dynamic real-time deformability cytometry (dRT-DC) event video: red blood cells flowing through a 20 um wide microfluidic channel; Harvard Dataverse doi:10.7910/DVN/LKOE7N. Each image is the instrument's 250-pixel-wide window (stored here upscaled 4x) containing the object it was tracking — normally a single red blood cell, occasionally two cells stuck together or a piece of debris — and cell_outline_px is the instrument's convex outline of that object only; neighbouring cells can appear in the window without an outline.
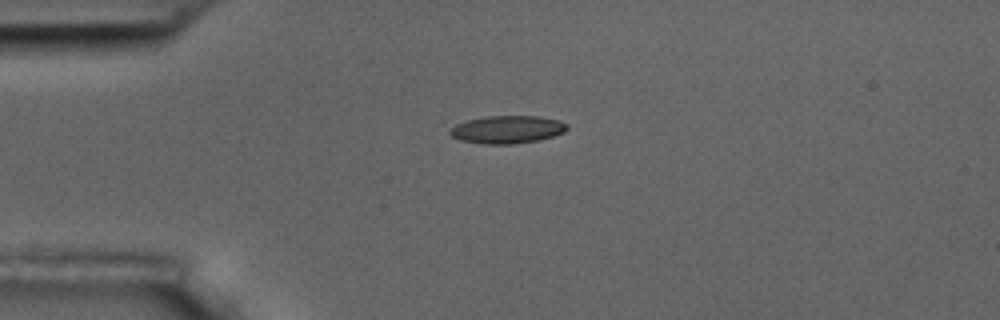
{"species": "common noctule bat (a hibernating species)", "species_latin": "Nyctalus noctula", "temperature_condition": "room temperature", "stored_images_in_passage": 6, "camera_frame_rate_fps": 3000, "um_per_image_px": 0.085, "animal": {"sex": "male", "body_mass_g": 17.5, "forearm_length_mm": 52.3}, "frame": {"image": 1, "passage_image": 1, "time_ms": 0.0, "image_size_px": [1000, 320], "cell_outline_px": [[568, 128], [564, 132], [540, 140], [512, 144], [484, 144], [460, 140], [452, 136], [448, 132], [456, 124], [468, 120], [484, 116], [540, 116], [560, 120], [568, 124]], "centroid_in_image_um": [43.14, 11.0], "position_along_channel_um": 41.9, "area_um2": 19.02}}
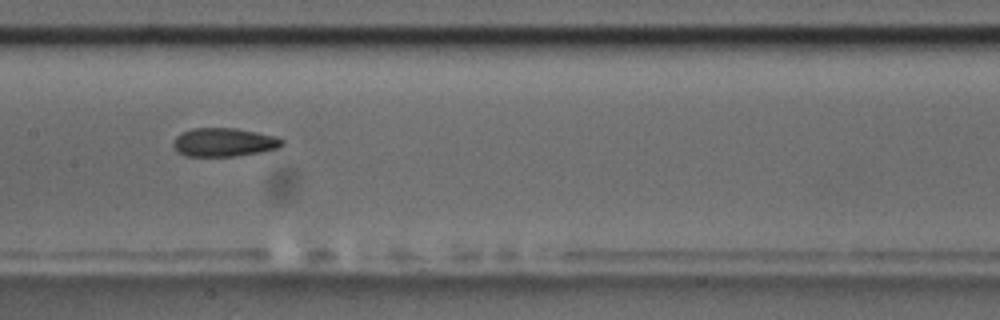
{"frame": {"image": 2, "passage_image": 5, "time_ms": 4.667, "image_size_px": [1000, 320], "cell_outline_px": [[284, 144], [276, 148], [260, 152], [236, 156], [184, 156], [176, 152], [172, 144], [172, 140], [180, 132], [192, 128], [236, 128], [276, 136], [284, 140]], "centroid_in_image_um": [18.98, 12.09], "position_along_channel_um": 188.4, "area_um2": 18.32}}
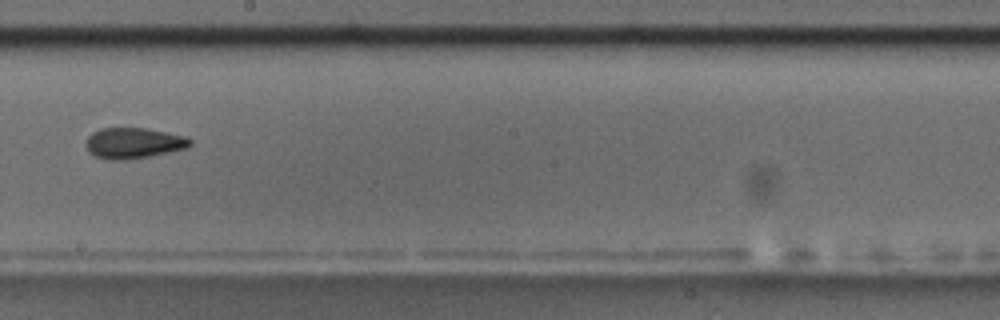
{"frame": {"image": 3, "passage_image": 6, "time_ms": 6.0, "image_size_px": [1000, 320], "cell_outline_px": [[192, 144], [188, 148], [148, 156], [124, 160], [108, 160], [96, 156], [88, 152], [84, 144], [88, 136], [92, 132], [100, 128], [148, 128], [188, 136], [192, 140]], "centroid_in_image_um": [11.35, 12.15], "position_along_channel_um": 236.8, "area_um2": 18.96}}